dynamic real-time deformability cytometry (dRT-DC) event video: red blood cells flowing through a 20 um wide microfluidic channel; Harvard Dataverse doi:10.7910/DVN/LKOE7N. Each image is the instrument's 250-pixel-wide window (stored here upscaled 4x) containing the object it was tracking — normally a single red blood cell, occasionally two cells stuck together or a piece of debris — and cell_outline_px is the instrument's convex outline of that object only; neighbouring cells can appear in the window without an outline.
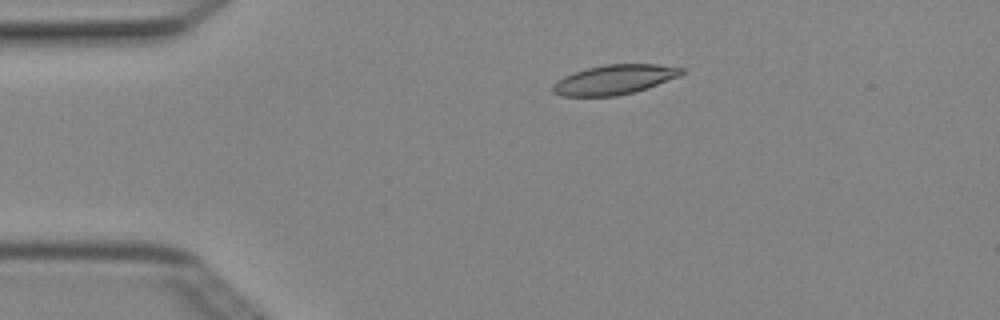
{"species": "Egyptian fruit bat (a non-hibernating species)", "species_latin": "Rousettus aegyptiacus", "temperature_condition": "cold", "stored_images_in_passage": 4, "camera_frame_rate_fps": 3000, "um_per_image_px": 0.085, "animal": {"sex": "female"}, "frame": {"image": 1, "passage_image": 3, "time_ms": 0.667, "image_size_px": [1000, 320], "cell_outline_px": [[684, 72], [680, 76], [632, 92], [616, 96], [560, 96], [552, 92], [552, 84], [564, 76], [588, 68], [608, 64], [656, 64], [684, 68]], "centroid_in_image_um": [52.19, 6.77], "position_along_channel_um": 32.8, "area_um2": 21.91}}